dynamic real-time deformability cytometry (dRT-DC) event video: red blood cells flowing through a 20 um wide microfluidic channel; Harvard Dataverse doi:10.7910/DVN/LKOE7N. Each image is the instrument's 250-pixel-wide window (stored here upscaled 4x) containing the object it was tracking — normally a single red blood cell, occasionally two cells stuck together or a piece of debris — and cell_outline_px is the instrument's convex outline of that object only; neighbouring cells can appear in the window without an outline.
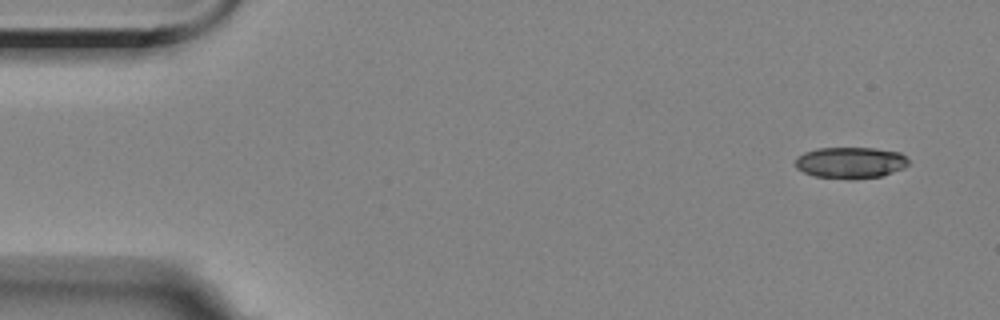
{"species": "Egyptian fruit bat (a non-hibernating species)", "species_latin": "Rousettus aegyptiacus", "temperature_condition": "room temperature", "stored_images_in_passage": 4, "camera_frame_rate_fps": 3000, "um_per_image_px": 0.085, "animal": {"sex": "female"}, "frame": {"image": 1, "passage_image": 1, "time_ms": 0.0, "image_size_px": [1000, 320], "cell_outline_px": [[908, 164], [904, 168], [880, 176], [856, 180], [848, 180], [816, 176], [804, 172], [796, 168], [796, 156], [804, 152], [816, 148], [872, 148], [900, 152], [908, 160]], "centroid_in_image_um": [72.27, 13.83], "position_along_channel_um": 12.7, "area_um2": 20.81}}